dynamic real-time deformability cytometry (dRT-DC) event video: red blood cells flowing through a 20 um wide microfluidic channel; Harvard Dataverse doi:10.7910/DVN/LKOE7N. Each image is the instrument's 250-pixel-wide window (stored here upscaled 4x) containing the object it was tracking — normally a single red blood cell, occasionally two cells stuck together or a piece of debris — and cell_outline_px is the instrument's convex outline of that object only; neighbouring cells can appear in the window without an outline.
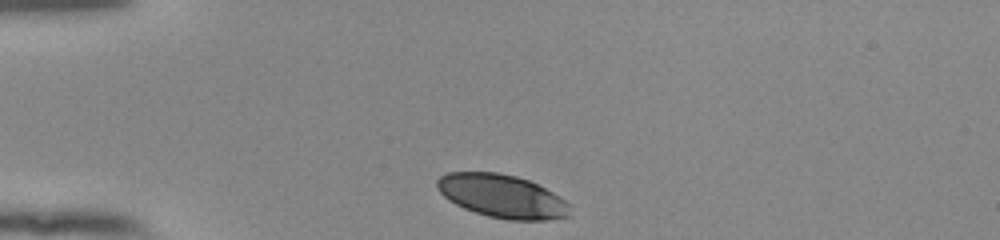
{"species": "human", "species_latin": "Homo sapiens", "temperature_condition": "room temperature", "stored_images_in_passage": 33, "camera_frame_rate_fps": 3000, "um_per_image_px": 0.085, "donor": {"sex": "female"}, "frame": {"image": 1, "passage_image": 1, "time_ms": 0.0, "image_size_px": [1000, 240], "cell_outline_px": [[568, 216], [548, 220], [508, 220], [488, 216], [464, 208], [448, 200], [436, 188], [436, 180], [440, 176], [448, 172], [496, 172], [516, 176], [528, 180], [552, 192], [564, 200], [568, 204]], "centroid_in_image_um": [42.62, 16.67], "position_along_channel_um": 42.4, "area_um2": 33.23}}
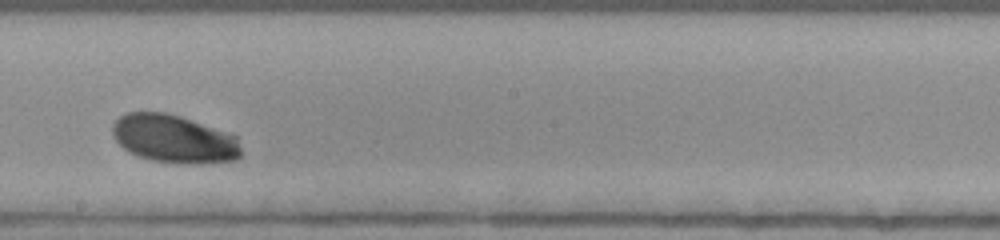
{"frame": {"image": 2, "passage_image": 19, "time_ms": 6.0, "image_size_px": [1000, 240], "cell_outline_px": [[240, 156], [236, 160], [200, 164], [184, 164], [152, 160], [136, 156], [128, 152], [116, 140], [112, 132], [112, 124], [120, 116], [128, 112], [164, 112], [180, 116], [236, 136], [240, 148]], "centroid_in_image_um": [14.76, 11.82], "position_along_channel_um": 233.4, "area_um2": 35.95}}
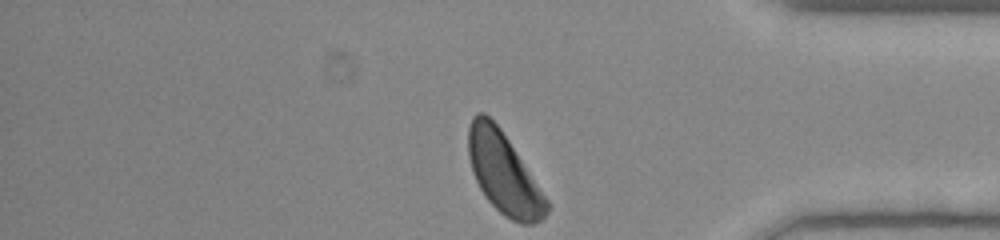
{"frame": {"image": 3, "passage_image": 33, "time_ms": 10.667, "image_size_px": [1000, 240], "cell_outline_px": [[552, 204], [548, 212], [540, 220], [532, 224], [520, 224], [504, 216], [488, 200], [480, 188], [472, 172], [468, 156], [468, 128], [472, 116], [476, 112], [484, 112], [500, 128]], "centroid_in_image_um": [42.83, 14.73], "position_along_channel_um": 392.4, "area_um2": 37.05}, "authors_computed_cell_mechanics": {"area_um2": 35.7782, "velocity_mm_per_s": 3.7755, "shape_relaxation_time_tau1_ms": 2.2352, "shape_relaxation_time_tau2_ms": null, "deformation_change_tau1": 0.0986, "deformation_change_tau2": null}}